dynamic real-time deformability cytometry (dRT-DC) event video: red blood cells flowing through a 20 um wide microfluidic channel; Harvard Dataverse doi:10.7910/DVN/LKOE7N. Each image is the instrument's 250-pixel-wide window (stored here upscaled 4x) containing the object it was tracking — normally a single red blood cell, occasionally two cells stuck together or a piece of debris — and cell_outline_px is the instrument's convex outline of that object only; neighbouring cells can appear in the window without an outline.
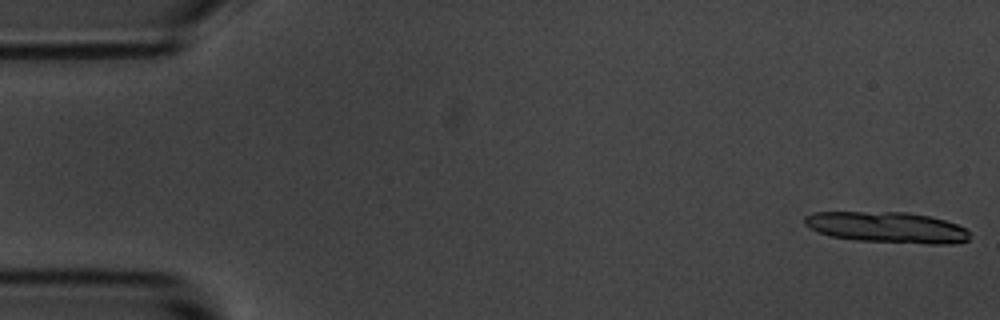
{"species": "common noctule bat (a hibernating species)", "species_latin": "Nyctalus noctula", "temperature_condition": "room temperature", "stored_images_in_passage": 14, "camera_frame_rate_fps": 3000, "um_per_image_px": 0.085, "animal": {"sex": "male", "body_mass_g": 20.1, "forearm_length_mm": 53.5}, "frame": {"image": 1, "passage_image": 1, "time_ms": 0.0, "image_size_px": [1000, 320], "cell_outline_px": [[968, 240], [952, 244], [928, 244], [856, 240], [828, 236], [804, 224], [804, 216], [816, 212], [908, 212], [928, 216], [944, 220], [956, 224], [964, 228], [968, 232]], "centroid_in_image_um": [75.39, 19.33], "position_along_channel_um": 9.6, "area_um2": 29.65}}